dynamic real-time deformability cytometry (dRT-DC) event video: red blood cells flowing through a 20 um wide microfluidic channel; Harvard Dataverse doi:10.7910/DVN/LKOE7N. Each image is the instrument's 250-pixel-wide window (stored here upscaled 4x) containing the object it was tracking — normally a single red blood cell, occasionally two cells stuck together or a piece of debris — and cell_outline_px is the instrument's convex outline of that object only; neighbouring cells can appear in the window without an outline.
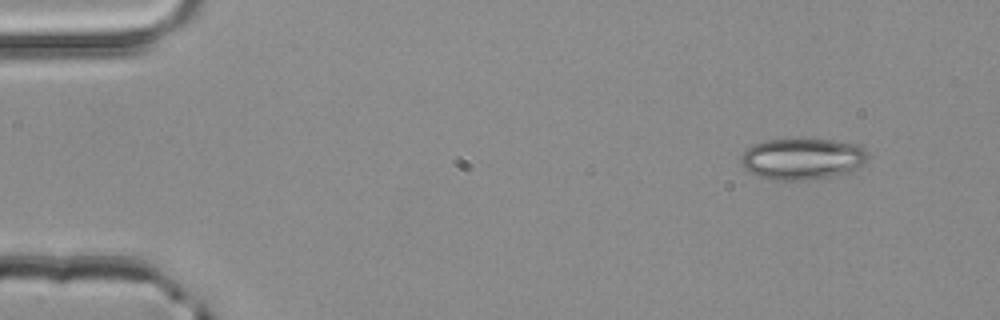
{"species": "common noctule bat (a hibernating species)", "species_latin": "Nyctalus noctula", "temperature_condition": "room temperature", "stored_images_in_passage": 48, "camera_frame_rate_fps": 3000, "um_per_image_px": 0.085, "animal": {"sex": "male", "body_mass_g": 20.4}, "frame": {"image": 1, "passage_image": 1, "time_ms": 0.0, "image_size_px": [1000, 320], "cell_outline_px": [[868, 156], [864, 164], [848, 172], [832, 176], [804, 180], [776, 180], [760, 176], [748, 172], [744, 168], [740, 160], [744, 152], [752, 144], [764, 140], [832, 140], [860, 144], [868, 152]], "centroid_in_image_um": [68.21, 13.5], "position_along_channel_um": 16.8, "area_um2": 30.46}}
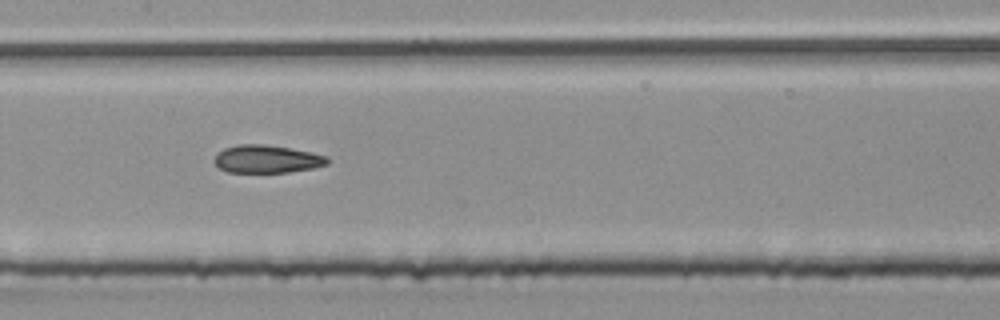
{"frame": {"image": 2, "passage_image": 22, "time_ms": 7.0, "image_size_px": [1000, 320], "cell_outline_px": [[328, 164], [312, 168], [288, 172], [228, 172], [220, 168], [212, 160], [216, 152], [224, 148], [240, 144], [264, 144], [288, 148], [328, 156]], "centroid_in_image_um": [22.63, 13.52], "position_along_channel_um": 184.8, "area_um2": 18.26}}
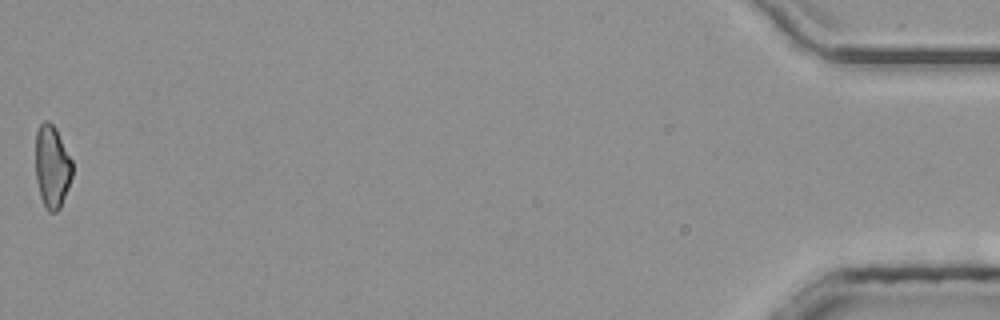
{"frame": {"image": 3, "passage_image": 48, "time_ms": 15.667, "image_size_px": [1000, 320], "cell_outline_px": [[72, 176], [68, 188], [60, 208], [56, 212], [48, 212], [44, 208], [40, 196], [36, 180], [36, 132], [40, 124], [44, 120], [48, 120], [56, 128], [72, 160]], "centroid_in_image_um": [4.42, 14.18], "position_along_channel_um": 430.8, "area_um2": 17.86}, "authors_computed_cell_mechanics": {"area_um2": 18.9006, "velocity_mm_per_s": 4.0444, "shape_relaxation_time_tau1_ms": null, "shape_relaxation_time_tau2_ms": 3.9274, "deformation_change_tau1": null, "deformation_change_tau2": 0.1095}}